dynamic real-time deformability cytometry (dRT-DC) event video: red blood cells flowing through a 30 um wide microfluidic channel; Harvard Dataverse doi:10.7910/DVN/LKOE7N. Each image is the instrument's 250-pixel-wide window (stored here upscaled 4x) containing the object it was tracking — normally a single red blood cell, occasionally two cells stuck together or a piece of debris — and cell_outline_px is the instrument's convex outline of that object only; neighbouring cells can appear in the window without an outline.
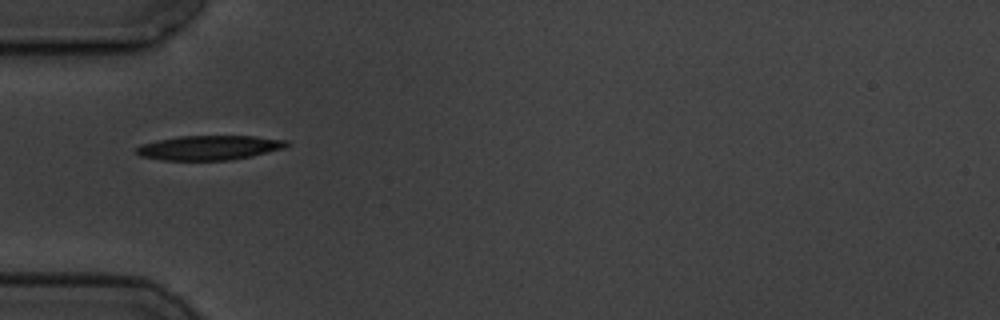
{"species": "common noctule bat (a hibernating species)", "species_latin": "Nyctalus noctula", "temperature_condition": "cold", "stored_images_in_passage": 2, "camera_frame_rate_fps": 3000, "um_per_image_px": 0.085, "animal": {"sex": "male", "body_mass_g": 19.5, "forearm_length_mm": 54.6}, "frame": {"image": 1, "passage_image": 1, "time_ms": 0.0, "image_size_px": [1000, 320], "cell_outline_px": [[292, 144], [284, 148], [252, 156], [228, 160], [164, 160], [140, 156], [136, 152], [136, 148], [140, 144], [156, 140], [180, 136], [256, 136], [288, 140]], "centroid_in_image_um": [17.81, 12.55], "position_along_channel_um": 67.2, "area_um2": 21.56}}
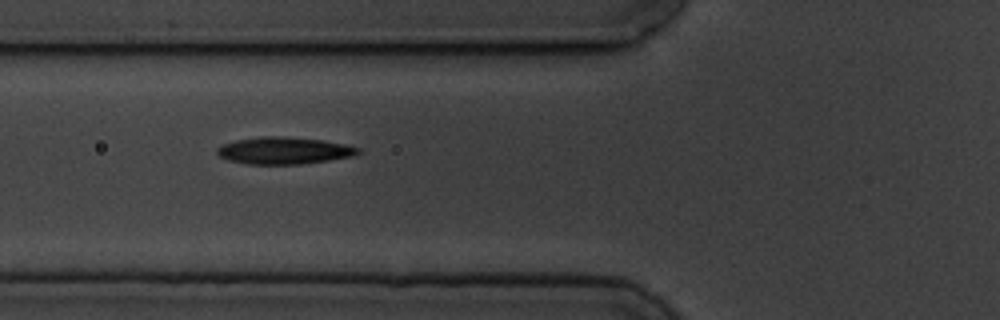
{"frame": {"image": 2, "passage_image": 2, "time_ms": 1.0, "image_size_px": [1000, 320], "cell_outline_px": [[364, 152], [352, 156], [328, 160], [300, 164], [248, 164], [228, 160], [220, 156], [216, 152], [216, 148], [224, 144], [236, 140], [264, 136], [280, 136], [320, 140], [348, 144], [360, 148]], "centroid_in_image_um": [24.17, 12.8], "position_along_channel_um": 101.6, "area_um2": 22.14}}